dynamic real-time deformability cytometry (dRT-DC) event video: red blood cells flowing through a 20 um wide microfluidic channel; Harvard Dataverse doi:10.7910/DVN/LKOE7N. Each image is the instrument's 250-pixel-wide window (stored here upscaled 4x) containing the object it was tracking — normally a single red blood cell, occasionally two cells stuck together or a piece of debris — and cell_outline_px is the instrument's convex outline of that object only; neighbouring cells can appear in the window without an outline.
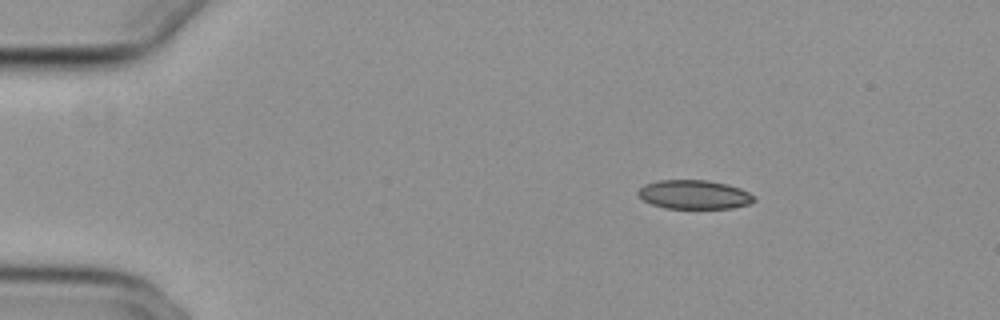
{"species": "common noctule bat (a hibernating species)", "species_latin": "Nyctalus noctula", "temperature_condition": "cold", "stored_images_in_passage": 55, "camera_frame_rate_fps": 3000, "um_per_image_px": 0.085, "animal": {"sex": "female", "body_mass_g": 29.2, "forearm_length_mm": 56.3}, "frame": {"image": 1, "passage_image": 9, "time_ms": 2.667, "image_size_px": [1000, 320], "cell_outline_px": [[756, 200], [748, 204], [732, 208], [664, 208], [652, 204], [644, 200], [636, 192], [644, 184], [660, 180], [708, 180], [728, 184], [740, 188], [748, 192]], "centroid_in_image_um": [58.99, 16.53], "position_along_channel_um": 26.0, "area_um2": 19.48}}
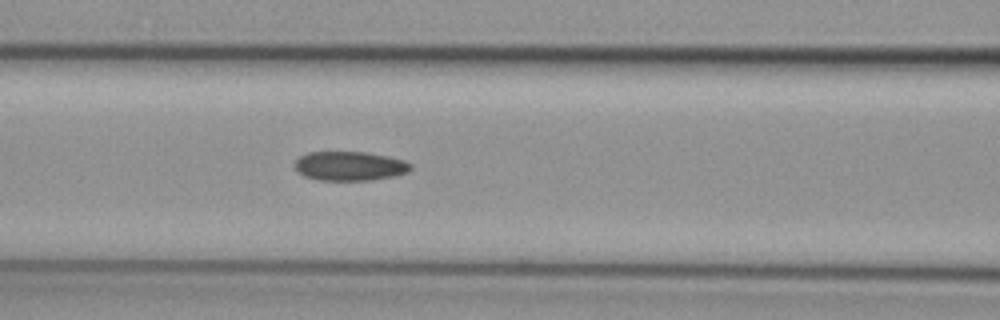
{"frame": {"image": 2, "passage_image": 24, "time_ms": 7.667, "image_size_px": [1000, 320], "cell_outline_px": [[412, 168], [408, 172], [396, 176], [372, 180], [320, 180], [304, 176], [296, 172], [292, 164], [300, 156], [308, 152], [364, 152], [388, 156], [404, 160], [412, 164]], "centroid_in_image_um": [29.71, 14.11], "position_along_channel_um": 136.9, "area_um2": 20.0}}
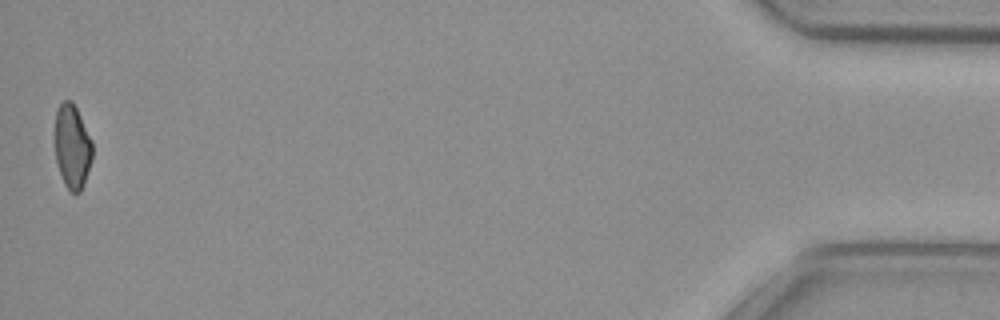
{"frame": {"image": 3, "passage_image": 55, "time_ms": 18.0, "image_size_px": [1000, 320], "cell_outline_px": [[92, 160], [84, 184], [80, 192], [68, 192], [60, 176], [56, 160], [56, 108], [64, 100], [72, 100], [92, 140]], "centroid_in_image_um": [6.15, 12.49], "position_along_channel_um": 429.1, "area_um2": 18.38}, "authors_computed_cell_mechanics": {"area_um2": 20.1722, "velocity_mm_per_s": 3.7319, "shape_relaxation_time_tau1_ms": 8.5288, "shape_relaxation_time_tau2_ms": 4.3524, "deformation_change_tau1": 0.1498, "deformation_change_tau2": 0.0952}}